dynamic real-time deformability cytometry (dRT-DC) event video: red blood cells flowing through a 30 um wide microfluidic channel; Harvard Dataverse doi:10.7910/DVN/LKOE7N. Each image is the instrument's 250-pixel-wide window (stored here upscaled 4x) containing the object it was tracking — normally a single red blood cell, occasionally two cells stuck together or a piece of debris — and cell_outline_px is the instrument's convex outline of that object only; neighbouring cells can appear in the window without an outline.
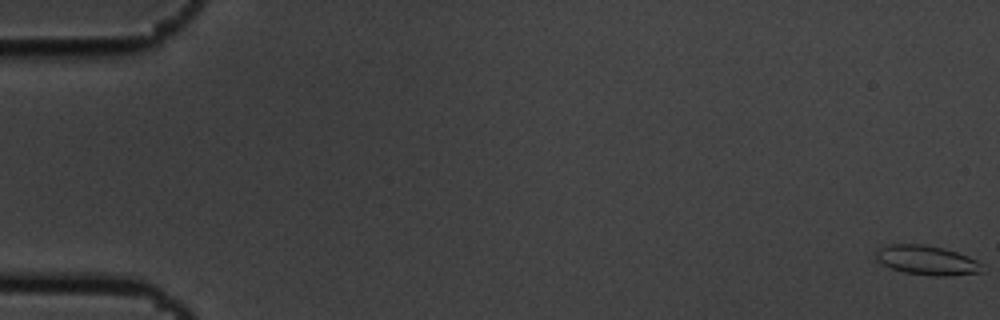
{"species": "common noctule bat (a hibernating species)", "species_latin": "Nyctalus noctula", "temperature_condition": "cold", "stored_images_in_passage": 7, "camera_frame_rate_fps": 3000, "um_per_image_px": 0.085, "animal": {"sex": "male", "body_mass_g": 19.5, "forearm_length_mm": 54.6}, "frame": {"image": 1, "passage_image": 1, "time_ms": 0.0, "image_size_px": [1000, 320], "cell_outline_px": [[984, 272], [948, 276], [932, 276], [904, 272], [892, 268], [876, 260], [876, 248], [892, 244], [924, 244], [944, 248], [968, 256], [984, 264]], "centroid_in_image_um": [78.82, 22.12], "position_along_channel_um": 6.2, "area_um2": 18.38}}
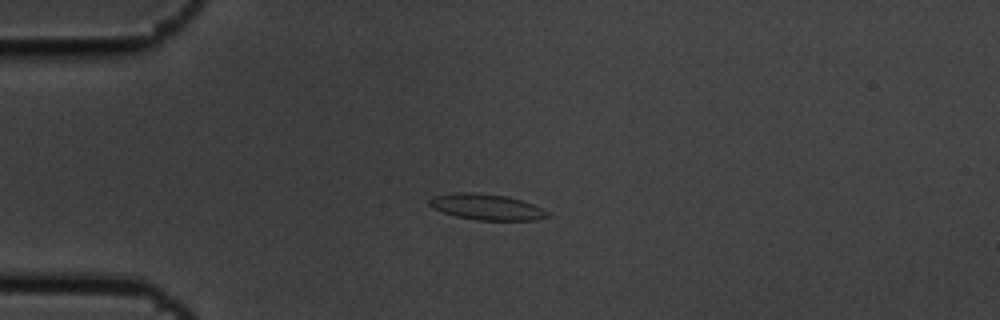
{"frame": {"image": 2, "passage_image": 5, "time_ms": 1.333, "image_size_px": [1000, 320], "cell_outline_px": [[548, 216], [536, 220], [476, 220], [456, 216], [432, 208], [428, 204], [428, 200], [432, 196], [456, 192], [476, 192], [508, 196], [532, 204], [548, 212]], "centroid_in_image_um": [41.3, 17.58], "position_along_channel_um": 43.7, "area_um2": 17.8}}
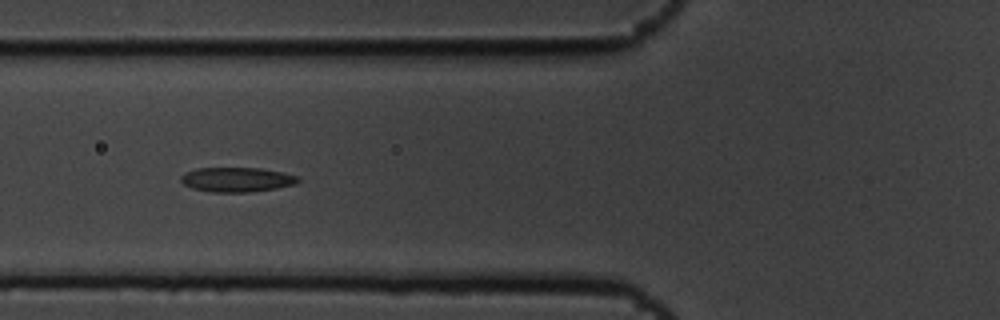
{"frame": {"image": 3, "passage_image": 7, "time_ms": 2.0, "image_size_px": [1000, 320], "cell_outline_px": [[300, 180], [296, 184], [276, 188], [252, 192], [208, 192], [192, 188], [184, 184], [180, 180], [180, 176], [184, 172], [196, 168], [260, 168], [300, 176]], "centroid_in_image_um": [20.11, 15.27], "position_along_channel_um": 105.7, "area_um2": 16.94}}